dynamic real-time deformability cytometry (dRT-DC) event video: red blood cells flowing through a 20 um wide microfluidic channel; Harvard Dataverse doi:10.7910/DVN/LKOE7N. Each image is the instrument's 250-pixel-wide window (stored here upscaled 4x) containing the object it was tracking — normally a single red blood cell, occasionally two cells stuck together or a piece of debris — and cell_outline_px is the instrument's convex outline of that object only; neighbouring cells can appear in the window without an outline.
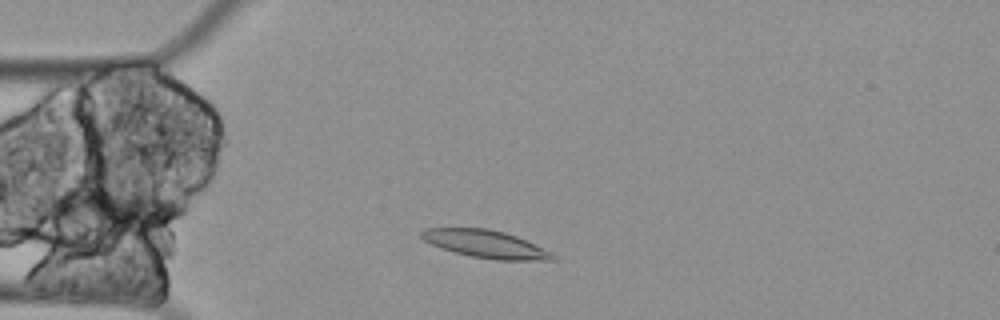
{"species": "Egyptian fruit bat (a non-hibernating species)", "species_latin": "Rousettus aegyptiacus", "temperature_condition": "cold", "stored_images_in_passage": 47, "camera_frame_rate_fps": 3000, "um_per_image_px": 0.085, "animal": {"sex": "female"}, "frame": {"image": 1, "passage_image": 5, "time_ms": 1.333, "image_size_px": [1000, 320], "cell_outline_px": [[560, 260], [496, 260], [472, 256], [440, 248], [424, 240], [420, 236], [420, 232], [424, 228], [488, 228], [504, 232], [516, 236], [544, 248], [560, 256]], "centroid_in_image_um": [41.34, 20.75], "position_along_channel_um": 43.7, "area_um2": 21.27}}
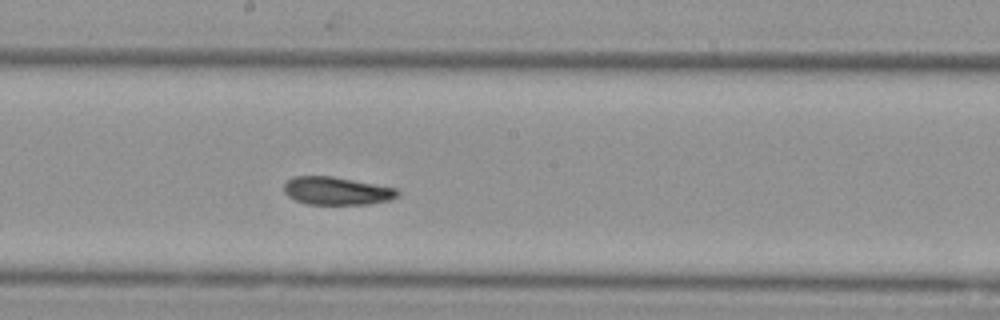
{"frame": {"image": 2, "passage_image": 22, "time_ms": 7.0, "image_size_px": [1000, 320], "cell_outline_px": [[400, 196], [392, 200], [368, 204], [308, 204], [296, 200], [288, 196], [284, 192], [284, 184], [292, 176], [332, 176], [396, 188], [400, 192]], "centroid_in_image_um": [28.64, 16.23], "position_along_channel_um": 219.6, "area_um2": 18.55}}
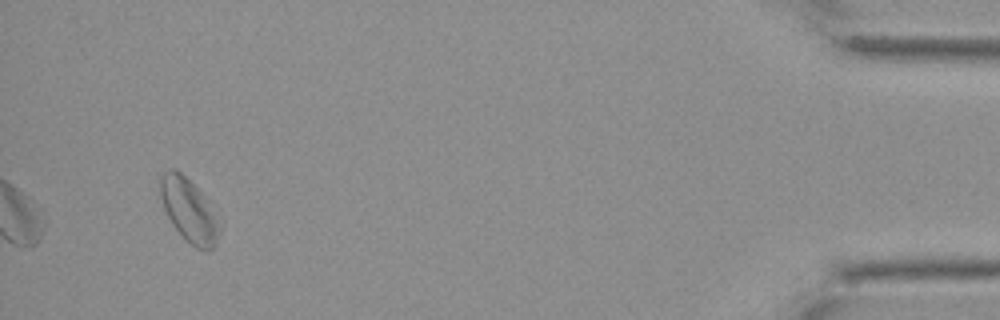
{"frame": {"image": 3, "passage_image": 47, "time_ms": 15.333, "image_size_px": [1000, 320], "cell_outline_px": [[220, 232], [216, 244], [208, 252], [204, 252], [196, 248], [172, 224], [164, 208], [160, 196], [160, 176], [164, 172], [172, 168], [176, 168], [216, 204], [220, 228]], "centroid_in_image_um": [16.14, 17.85], "position_along_channel_um": 419.1, "area_um2": 22.48}}